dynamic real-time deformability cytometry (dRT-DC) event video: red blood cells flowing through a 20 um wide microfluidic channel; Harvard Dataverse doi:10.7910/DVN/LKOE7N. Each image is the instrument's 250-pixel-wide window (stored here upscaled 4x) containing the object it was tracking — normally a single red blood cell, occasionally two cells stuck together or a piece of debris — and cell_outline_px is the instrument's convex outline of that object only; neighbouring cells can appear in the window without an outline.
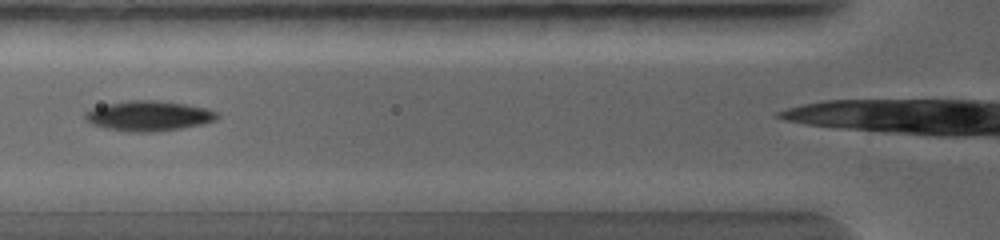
{"species": "common noctule bat (a hibernating species)", "species_latin": "Nyctalus noctula", "temperature_condition": "warm", "stored_images_in_passage": 5, "camera_frame_rate_fps": 5000, "um_per_image_px": 0.085, "animal": {"sex": "female", "body_mass_g": 19.0, "forearm_length_mm": 56.7}, "frame": {"image": 1, "passage_image": 5, "time_ms": 1.6, "image_size_px": [1000, 240], "cell_outline_px": [[220, 116], [216, 120], [204, 124], [180, 128], [152, 132], [128, 132], [104, 128], [92, 124], [84, 116], [84, 112], [92, 108], [104, 104], [128, 100], [156, 100], [188, 104], [208, 108], [216, 112]], "centroid_in_image_um": [12.65, 9.84], "position_along_channel_um": 113.2, "area_um2": 23.41}}